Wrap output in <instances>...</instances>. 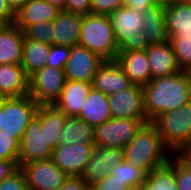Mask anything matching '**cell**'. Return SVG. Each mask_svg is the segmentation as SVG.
Listing matches in <instances>:
<instances>
[{
	"label": "cell",
	"mask_w": 191,
	"mask_h": 190,
	"mask_svg": "<svg viewBox=\"0 0 191 190\" xmlns=\"http://www.w3.org/2000/svg\"><path fill=\"white\" fill-rule=\"evenodd\" d=\"M147 118L150 122L159 114L177 109L191 101V75L179 71L174 75L157 77L142 87Z\"/></svg>",
	"instance_id": "6da1fadb"
},
{
	"label": "cell",
	"mask_w": 191,
	"mask_h": 190,
	"mask_svg": "<svg viewBox=\"0 0 191 190\" xmlns=\"http://www.w3.org/2000/svg\"><path fill=\"white\" fill-rule=\"evenodd\" d=\"M123 151L126 162L147 174L166 165L173 155L151 123L143 125Z\"/></svg>",
	"instance_id": "7a4b0ae2"
},
{
	"label": "cell",
	"mask_w": 191,
	"mask_h": 190,
	"mask_svg": "<svg viewBox=\"0 0 191 190\" xmlns=\"http://www.w3.org/2000/svg\"><path fill=\"white\" fill-rule=\"evenodd\" d=\"M150 123L162 137L164 145L173 154H181L191 143V101L159 114Z\"/></svg>",
	"instance_id": "3957f363"
},
{
	"label": "cell",
	"mask_w": 191,
	"mask_h": 190,
	"mask_svg": "<svg viewBox=\"0 0 191 190\" xmlns=\"http://www.w3.org/2000/svg\"><path fill=\"white\" fill-rule=\"evenodd\" d=\"M79 45L91 50L104 61L116 60L119 51L108 16H83Z\"/></svg>",
	"instance_id": "277c9868"
},
{
	"label": "cell",
	"mask_w": 191,
	"mask_h": 190,
	"mask_svg": "<svg viewBox=\"0 0 191 190\" xmlns=\"http://www.w3.org/2000/svg\"><path fill=\"white\" fill-rule=\"evenodd\" d=\"M119 52L144 50L149 45L143 36V13L120 7L108 15Z\"/></svg>",
	"instance_id": "5b68a950"
},
{
	"label": "cell",
	"mask_w": 191,
	"mask_h": 190,
	"mask_svg": "<svg viewBox=\"0 0 191 190\" xmlns=\"http://www.w3.org/2000/svg\"><path fill=\"white\" fill-rule=\"evenodd\" d=\"M38 107L37 102L29 94L3 98L1 100L2 130L7 131L20 143Z\"/></svg>",
	"instance_id": "8992f818"
},
{
	"label": "cell",
	"mask_w": 191,
	"mask_h": 190,
	"mask_svg": "<svg viewBox=\"0 0 191 190\" xmlns=\"http://www.w3.org/2000/svg\"><path fill=\"white\" fill-rule=\"evenodd\" d=\"M29 80V95L38 105H52L60 97L61 91L66 83L64 69L44 66Z\"/></svg>",
	"instance_id": "52a82bcc"
},
{
	"label": "cell",
	"mask_w": 191,
	"mask_h": 190,
	"mask_svg": "<svg viewBox=\"0 0 191 190\" xmlns=\"http://www.w3.org/2000/svg\"><path fill=\"white\" fill-rule=\"evenodd\" d=\"M143 125L138 119L111 118L94 127L95 145L123 149Z\"/></svg>",
	"instance_id": "ba28073f"
},
{
	"label": "cell",
	"mask_w": 191,
	"mask_h": 190,
	"mask_svg": "<svg viewBox=\"0 0 191 190\" xmlns=\"http://www.w3.org/2000/svg\"><path fill=\"white\" fill-rule=\"evenodd\" d=\"M108 102L112 118L138 119L144 125L150 123L141 86L132 85L126 90L108 95Z\"/></svg>",
	"instance_id": "9c48e42d"
},
{
	"label": "cell",
	"mask_w": 191,
	"mask_h": 190,
	"mask_svg": "<svg viewBox=\"0 0 191 190\" xmlns=\"http://www.w3.org/2000/svg\"><path fill=\"white\" fill-rule=\"evenodd\" d=\"M20 168L25 174L29 190H56L68 178L52 159L27 162Z\"/></svg>",
	"instance_id": "30bf717a"
},
{
	"label": "cell",
	"mask_w": 191,
	"mask_h": 190,
	"mask_svg": "<svg viewBox=\"0 0 191 190\" xmlns=\"http://www.w3.org/2000/svg\"><path fill=\"white\" fill-rule=\"evenodd\" d=\"M103 62L102 58L86 47L74 45L64 67L66 80L92 83L98 67Z\"/></svg>",
	"instance_id": "8fae6325"
},
{
	"label": "cell",
	"mask_w": 191,
	"mask_h": 190,
	"mask_svg": "<svg viewBox=\"0 0 191 190\" xmlns=\"http://www.w3.org/2000/svg\"><path fill=\"white\" fill-rule=\"evenodd\" d=\"M95 148V144H59L51 159L69 177H81Z\"/></svg>",
	"instance_id": "7c38bea8"
},
{
	"label": "cell",
	"mask_w": 191,
	"mask_h": 190,
	"mask_svg": "<svg viewBox=\"0 0 191 190\" xmlns=\"http://www.w3.org/2000/svg\"><path fill=\"white\" fill-rule=\"evenodd\" d=\"M45 142L41 131V120L35 115L20 142L19 167L27 162L51 159L52 150Z\"/></svg>",
	"instance_id": "4fadbf2b"
},
{
	"label": "cell",
	"mask_w": 191,
	"mask_h": 190,
	"mask_svg": "<svg viewBox=\"0 0 191 190\" xmlns=\"http://www.w3.org/2000/svg\"><path fill=\"white\" fill-rule=\"evenodd\" d=\"M123 160V149L105 148L95 145L81 178L90 186L94 182L104 179Z\"/></svg>",
	"instance_id": "5bb4252c"
},
{
	"label": "cell",
	"mask_w": 191,
	"mask_h": 190,
	"mask_svg": "<svg viewBox=\"0 0 191 190\" xmlns=\"http://www.w3.org/2000/svg\"><path fill=\"white\" fill-rule=\"evenodd\" d=\"M133 84L116 60L104 61L97 69L92 87L106 95L130 88Z\"/></svg>",
	"instance_id": "9a60e30c"
},
{
	"label": "cell",
	"mask_w": 191,
	"mask_h": 190,
	"mask_svg": "<svg viewBox=\"0 0 191 190\" xmlns=\"http://www.w3.org/2000/svg\"><path fill=\"white\" fill-rule=\"evenodd\" d=\"M145 50L152 79L174 75L182 71L170 41L149 45Z\"/></svg>",
	"instance_id": "2e32d148"
},
{
	"label": "cell",
	"mask_w": 191,
	"mask_h": 190,
	"mask_svg": "<svg viewBox=\"0 0 191 190\" xmlns=\"http://www.w3.org/2000/svg\"><path fill=\"white\" fill-rule=\"evenodd\" d=\"M116 61L133 85L145 86L152 80L146 50L118 52Z\"/></svg>",
	"instance_id": "e0dca14e"
},
{
	"label": "cell",
	"mask_w": 191,
	"mask_h": 190,
	"mask_svg": "<svg viewBox=\"0 0 191 190\" xmlns=\"http://www.w3.org/2000/svg\"><path fill=\"white\" fill-rule=\"evenodd\" d=\"M59 12L58 8L44 0H28L15 13L14 24L24 32L30 25L53 21Z\"/></svg>",
	"instance_id": "ac0fdd59"
},
{
	"label": "cell",
	"mask_w": 191,
	"mask_h": 190,
	"mask_svg": "<svg viewBox=\"0 0 191 190\" xmlns=\"http://www.w3.org/2000/svg\"><path fill=\"white\" fill-rule=\"evenodd\" d=\"M92 88V83L66 80L54 105L68 117L78 116Z\"/></svg>",
	"instance_id": "d6986e66"
},
{
	"label": "cell",
	"mask_w": 191,
	"mask_h": 190,
	"mask_svg": "<svg viewBox=\"0 0 191 190\" xmlns=\"http://www.w3.org/2000/svg\"><path fill=\"white\" fill-rule=\"evenodd\" d=\"M83 16L60 11L53 20V45L74 46L79 44Z\"/></svg>",
	"instance_id": "ffe728a7"
},
{
	"label": "cell",
	"mask_w": 191,
	"mask_h": 190,
	"mask_svg": "<svg viewBox=\"0 0 191 190\" xmlns=\"http://www.w3.org/2000/svg\"><path fill=\"white\" fill-rule=\"evenodd\" d=\"M29 94V80L21 64H0V95L3 98Z\"/></svg>",
	"instance_id": "44dd1931"
},
{
	"label": "cell",
	"mask_w": 191,
	"mask_h": 190,
	"mask_svg": "<svg viewBox=\"0 0 191 190\" xmlns=\"http://www.w3.org/2000/svg\"><path fill=\"white\" fill-rule=\"evenodd\" d=\"M24 32L15 24L0 28V64H21Z\"/></svg>",
	"instance_id": "7402d4cb"
},
{
	"label": "cell",
	"mask_w": 191,
	"mask_h": 190,
	"mask_svg": "<svg viewBox=\"0 0 191 190\" xmlns=\"http://www.w3.org/2000/svg\"><path fill=\"white\" fill-rule=\"evenodd\" d=\"M164 12L165 6L156 3L143 12V36L148 45L169 41Z\"/></svg>",
	"instance_id": "603a6c76"
},
{
	"label": "cell",
	"mask_w": 191,
	"mask_h": 190,
	"mask_svg": "<svg viewBox=\"0 0 191 190\" xmlns=\"http://www.w3.org/2000/svg\"><path fill=\"white\" fill-rule=\"evenodd\" d=\"M36 116L41 120V131H43L45 143L53 151L59 145L60 131L65 126L68 116L54 104L39 105Z\"/></svg>",
	"instance_id": "cb8c5ba5"
},
{
	"label": "cell",
	"mask_w": 191,
	"mask_h": 190,
	"mask_svg": "<svg viewBox=\"0 0 191 190\" xmlns=\"http://www.w3.org/2000/svg\"><path fill=\"white\" fill-rule=\"evenodd\" d=\"M77 117L93 127L110 120L112 117L108 95L92 87Z\"/></svg>",
	"instance_id": "d4e9b609"
},
{
	"label": "cell",
	"mask_w": 191,
	"mask_h": 190,
	"mask_svg": "<svg viewBox=\"0 0 191 190\" xmlns=\"http://www.w3.org/2000/svg\"><path fill=\"white\" fill-rule=\"evenodd\" d=\"M168 36H191V6L176 2L165 6Z\"/></svg>",
	"instance_id": "484cf974"
},
{
	"label": "cell",
	"mask_w": 191,
	"mask_h": 190,
	"mask_svg": "<svg viewBox=\"0 0 191 190\" xmlns=\"http://www.w3.org/2000/svg\"><path fill=\"white\" fill-rule=\"evenodd\" d=\"M51 45L40 41L24 39L21 66L29 78L35 72L46 66Z\"/></svg>",
	"instance_id": "4316f807"
},
{
	"label": "cell",
	"mask_w": 191,
	"mask_h": 190,
	"mask_svg": "<svg viewBox=\"0 0 191 190\" xmlns=\"http://www.w3.org/2000/svg\"><path fill=\"white\" fill-rule=\"evenodd\" d=\"M73 143L95 144L94 127L76 116L67 117L58 138V144L70 145Z\"/></svg>",
	"instance_id": "83f0119b"
},
{
	"label": "cell",
	"mask_w": 191,
	"mask_h": 190,
	"mask_svg": "<svg viewBox=\"0 0 191 190\" xmlns=\"http://www.w3.org/2000/svg\"><path fill=\"white\" fill-rule=\"evenodd\" d=\"M143 190H178L174 168L167 163L149 173L142 184Z\"/></svg>",
	"instance_id": "f1b7e54d"
},
{
	"label": "cell",
	"mask_w": 191,
	"mask_h": 190,
	"mask_svg": "<svg viewBox=\"0 0 191 190\" xmlns=\"http://www.w3.org/2000/svg\"><path fill=\"white\" fill-rule=\"evenodd\" d=\"M121 182H125L127 186L141 185L145 182L148 175L141 168H135L125 160L118 163L110 172Z\"/></svg>",
	"instance_id": "f546056e"
},
{
	"label": "cell",
	"mask_w": 191,
	"mask_h": 190,
	"mask_svg": "<svg viewBox=\"0 0 191 190\" xmlns=\"http://www.w3.org/2000/svg\"><path fill=\"white\" fill-rule=\"evenodd\" d=\"M175 57L181 70H191V36H170Z\"/></svg>",
	"instance_id": "4dcf8cb0"
},
{
	"label": "cell",
	"mask_w": 191,
	"mask_h": 190,
	"mask_svg": "<svg viewBox=\"0 0 191 190\" xmlns=\"http://www.w3.org/2000/svg\"><path fill=\"white\" fill-rule=\"evenodd\" d=\"M168 163L175 170L178 190H191V163L181 154H173Z\"/></svg>",
	"instance_id": "1f68e13d"
},
{
	"label": "cell",
	"mask_w": 191,
	"mask_h": 190,
	"mask_svg": "<svg viewBox=\"0 0 191 190\" xmlns=\"http://www.w3.org/2000/svg\"><path fill=\"white\" fill-rule=\"evenodd\" d=\"M54 24L51 22H42L30 25L25 31L26 39L40 41L49 45L53 44Z\"/></svg>",
	"instance_id": "d6a6232c"
},
{
	"label": "cell",
	"mask_w": 191,
	"mask_h": 190,
	"mask_svg": "<svg viewBox=\"0 0 191 190\" xmlns=\"http://www.w3.org/2000/svg\"><path fill=\"white\" fill-rule=\"evenodd\" d=\"M20 143L7 131L0 132V160H18Z\"/></svg>",
	"instance_id": "836d02e7"
},
{
	"label": "cell",
	"mask_w": 191,
	"mask_h": 190,
	"mask_svg": "<svg viewBox=\"0 0 191 190\" xmlns=\"http://www.w3.org/2000/svg\"><path fill=\"white\" fill-rule=\"evenodd\" d=\"M71 47L64 45H51V51L47 57L46 66L64 69L69 57Z\"/></svg>",
	"instance_id": "e575fe53"
},
{
	"label": "cell",
	"mask_w": 191,
	"mask_h": 190,
	"mask_svg": "<svg viewBox=\"0 0 191 190\" xmlns=\"http://www.w3.org/2000/svg\"><path fill=\"white\" fill-rule=\"evenodd\" d=\"M0 190H29L24 172L19 168L14 174L0 182Z\"/></svg>",
	"instance_id": "d590c367"
},
{
	"label": "cell",
	"mask_w": 191,
	"mask_h": 190,
	"mask_svg": "<svg viewBox=\"0 0 191 190\" xmlns=\"http://www.w3.org/2000/svg\"><path fill=\"white\" fill-rule=\"evenodd\" d=\"M123 6V0H91V14L108 16Z\"/></svg>",
	"instance_id": "8d00e7d4"
},
{
	"label": "cell",
	"mask_w": 191,
	"mask_h": 190,
	"mask_svg": "<svg viewBox=\"0 0 191 190\" xmlns=\"http://www.w3.org/2000/svg\"><path fill=\"white\" fill-rule=\"evenodd\" d=\"M128 186L110 173L102 180H98L90 185V190H126Z\"/></svg>",
	"instance_id": "74e56055"
},
{
	"label": "cell",
	"mask_w": 191,
	"mask_h": 190,
	"mask_svg": "<svg viewBox=\"0 0 191 190\" xmlns=\"http://www.w3.org/2000/svg\"><path fill=\"white\" fill-rule=\"evenodd\" d=\"M64 11L78 14H91V0H65Z\"/></svg>",
	"instance_id": "f35d334b"
},
{
	"label": "cell",
	"mask_w": 191,
	"mask_h": 190,
	"mask_svg": "<svg viewBox=\"0 0 191 190\" xmlns=\"http://www.w3.org/2000/svg\"><path fill=\"white\" fill-rule=\"evenodd\" d=\"M56 190H90V186L81 177H68Z\"/></svg>",
	"instance_id": "ab89813d"
},
{
	"label": "cell",
	"mask_w": 191,
	"mask_h": 190,
	"mask_svg": "<svg viewBox=\"0 0 191 190\" xmlns=\"http://www.w3.org/2000/svg\"><path fill=\"white\" fill-rule=\"evenodd\" d=\"M15 22V13L6 0H0V23L3 26L12 25Z\"/></svg>",
	"instance_id": "60d3db41"
},
{
	"label": "cell",
	"mask_w": 191,
	"mask_h": 190,
	"mask_svg": "<svg viewBox=\"0 0 191 190\" xmlns=\"http://www.w3.org/2000/svg\"><path fill=\"white\" fill-rule=\"evenodd\" d=\"M18 160H0V182L19 169Z\"/></svg>",
	"instance_id": "b9f144b4"
},
{
	"label": "cell",
	"mask_w": 191,
	"mask_h": 190,
	"mask_svg": "<svg viewBox=\"0 0 191 190\" xmlns=\"http://www.w3.org/2000/svg\"><path fill=\"white\" fill-rule=\"evenodd\" d=\"M155 4L154 0H123V6L143 13L149 6Z\"/></svg>",
	"instance_id": "7bdbcfd3"
},
{
	"label": "cell",
	"mask_w": 191,
	"mask_h": 190,
	"mask_svg": "<svg viewBox=\"0 0 191 190\" xmlns=\"http://www.w3.org/2000/svg\"><path fill=\"white\" fill-rule=\"evenodd\" d=\"M14 13L18 12L28 0H6Z\"/></svg>",
	"instance_id": "ee69618b"
},
{
	"label": "cell",
	"mask_w": 191,
	"mask_h": 190,
	"mask_svg": "<svg viewBox=\"0 0 191 190\" xmlns=\"http://www.w3.org/2000/svg\"><path fill=\"white\" fill-rule=\"evenodd\" d=\"M44 1L52 4L53 6L58 8L60 11H64L65 0H44Z\"/></svg>",
	"instance_id": "f6af8a7d"
},
{
	"label": "cell",
	"mask_w": 191,
	"mask_h": 190,
	"mask_svg": "<svg viewBox=\"0 0 191 190\" xmlns=\"http://www.w3.org/2000/svg\"><path fill=\"white\" fill-rule=\"evenodd\" d=\"M156 4L167 6L176 2H180L181 0H154Z\"/></svg>",
	"instance_id": "bcb514c9"
},
{
	"label": "cell",
	"mask_w": 191,
	"mask_h": 190,
	"mask_svg": "<svg viewBox=\"0 0 191 190\" xmlns=\"http://www.w3.org/2000/svg\"><path fill=\"white\" fill-rule=\"evenodd\" d=\"M191 163V143L189 146L181 153Z\"/></svg>",
	"instance_id": "7dc6e473"
},
{
	"label": "cell",
	"mask_w": 191,
	"mask_h": 190,
	"mask_svg": "<svg viewBox=\"0 0 191 190\" xmlns=\"http://www.w3.org/2000/svg\"><path fill=\"white\" fill-rule=\"evenodd\" d=\"M126 190H143V188L141 184V185H135V186H128Z\"/></svg>",
	"instance_id": "c3c4849f"
},
{
	"label": "cell",
	"mask_w": 191,
	"mask_h": 190,
	"mask_svg": "<svg viewBox=\"0 0 191 190\" xmlns=\"http://www.w3.org/2000/svg\"><path fill=\"white\" fill-rule=\"evenodd\" d=\"M3 129L2 120H1V101H0V132Z\"/></svg>",
	"instance_id": "681fc988"
},
{
	"label": "cell",
	"mask_w": 191,
	"mask_h": 190,
	"mask_svg": "<svg viewBox=\"0 0 191 190\" xmlns=\"http://www.w3.org/2000/svg\"><path fill=\"white\" fill-rule=\"evenodd\" d=\"M182 3L191 6V0H181Z\"/></svg>",
	"instance_id": "f907efd6"
}]
</instances>
